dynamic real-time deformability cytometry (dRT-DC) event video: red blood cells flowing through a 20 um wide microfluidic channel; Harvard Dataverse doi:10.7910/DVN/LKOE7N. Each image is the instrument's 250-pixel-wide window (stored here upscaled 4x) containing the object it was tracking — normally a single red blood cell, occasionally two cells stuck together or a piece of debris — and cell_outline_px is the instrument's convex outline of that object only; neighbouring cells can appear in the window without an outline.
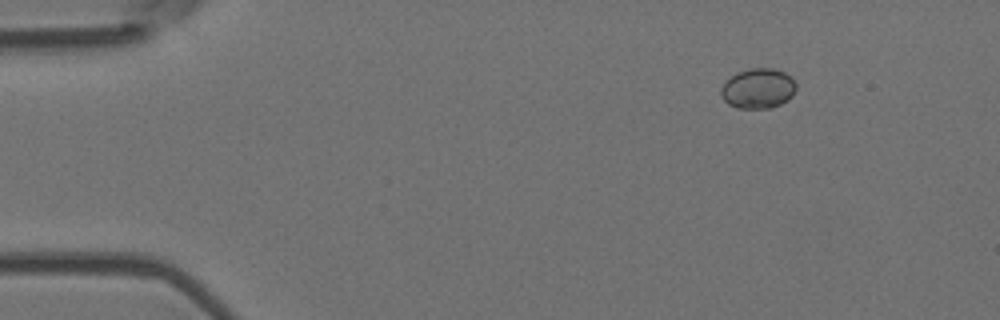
{"species": "Egyptian fruit bat (a non-hibernating species)", "species_latin": "Rousettus aegyptiacus", "temperature_condition": "room temperature", "stored_images_in_passage": 3, "camera_frame_rate_fps": 3000, "um_per_image_px": 0.085, "animal": {"sex": "female"}, "frame": {"image": 1, "passage_image": 1, "time_ms": 0.0, "image_size_px": [1000, 320], "cell_outline_px": [[796, 88], [792, 96], [788, 100], [772, 108], [736, 108], [728, 104], [720, 96], [720, 88], [736, 72], [748, 68], [776, 68], [784, 72], [796, 84]], "centroid_in_image_um": [64.42, 7.52], "position_along_channel_um": 20.6, "area_um2": 17.63}}